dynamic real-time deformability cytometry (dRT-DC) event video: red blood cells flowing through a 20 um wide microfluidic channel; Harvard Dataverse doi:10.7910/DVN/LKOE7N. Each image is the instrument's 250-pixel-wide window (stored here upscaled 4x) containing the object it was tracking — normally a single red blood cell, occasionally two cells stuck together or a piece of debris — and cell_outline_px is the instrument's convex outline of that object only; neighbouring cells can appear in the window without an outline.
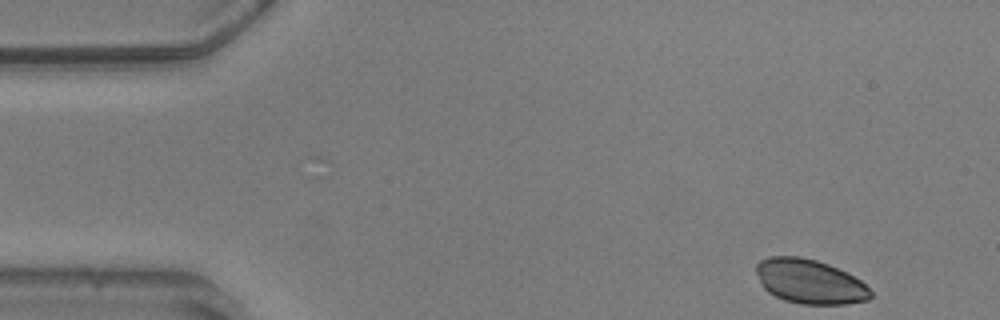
{"species": "common noctule bat (a hibernating species)", "species_latin": "Nyctalus noctula", "temperature_condition": "warm", "stored_images_in_passage": 50, "camera_frame_rate_fps": 3000, "um_per_image_px": 0.085, "animal": {"sex": "male", "body_mass_g": 20.5, "forearm_length_mm": 52.5}, "frame": {"image": 1, "passage_image": 1, "time_ms": 0.0, "image_size_px": [1000, 320], "cell_outline_px": [[872, 296], [868, 300], [848, 304], [800, 304], [784, 300], [768, 292], [760, 284], [756, 272], [756, 264], [760, 260], [768, 256], [800, 256], [816, 260], [828, 264], [860, 280], [872, 292]], "centroid_in_image_um": [68.79, 23.93], "position_along_channel_um": 16.2, "area_um2": 29.59}}
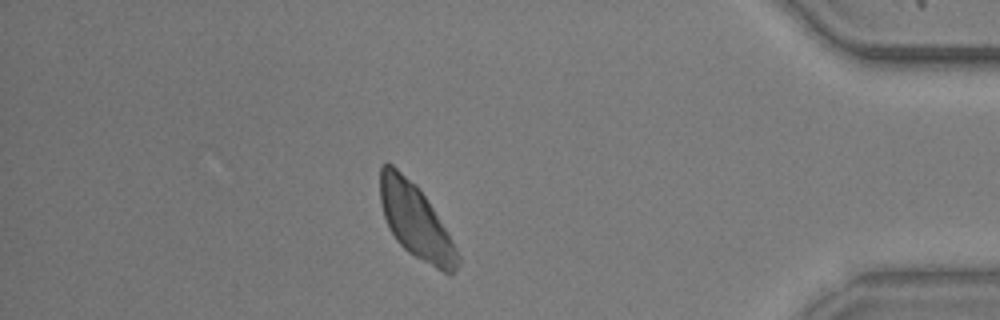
{"frame": {"image": 2, "passage_image": 45, "time_ms": 14.667, "image_size_px": [1000, 320], "cell_outline_px": [[460, 264], [452, 272], [444, 272], [436, 268], [408, 252], [396, 240], [388, 228], [380, 204], [380, 168], [384, 164], [392, 164], [416, 184], [448, 232], [460, 256]], "centroid_in_image_um": [35.31, 18.79], "position_along_channel_um": 399.9, "area_um2": 33.06}}